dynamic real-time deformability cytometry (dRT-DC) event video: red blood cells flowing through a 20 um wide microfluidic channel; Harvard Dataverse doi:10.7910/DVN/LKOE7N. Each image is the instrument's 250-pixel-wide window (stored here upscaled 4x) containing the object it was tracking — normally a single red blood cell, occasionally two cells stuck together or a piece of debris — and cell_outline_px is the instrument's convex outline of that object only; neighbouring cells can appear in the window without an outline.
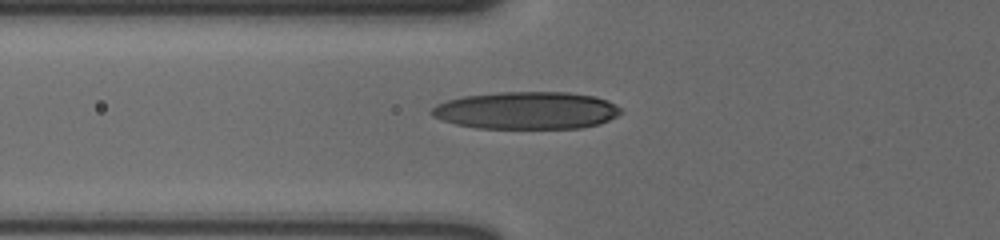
{"species": "human", "species_latin": "Homo sapiens", "temperature_condition": "cold", "stored_images_in_passage": 41, "camera_frame_rate_fps": 3000, "um_per_image_px": 0.085, "donor": {"sex": "male"}, "frame": {"image": 1, "passage_image": 6, "time_ms": 1.667, "image_size_px": [1000, 240], "cell_outline_px": [[624, 112], [600, 124], [580, 128], [476, 128], [456, 124], [432, 116], [432, 108], [436, 104], [448, 100], [464, 96], [500, 92], [568, 92], [596, 96], [608, 100], [620, 108]], "centroid_in_image_um": [44.79, 9.38], "position_along_channel_um": 81.0, "area_um2": 41.27}}
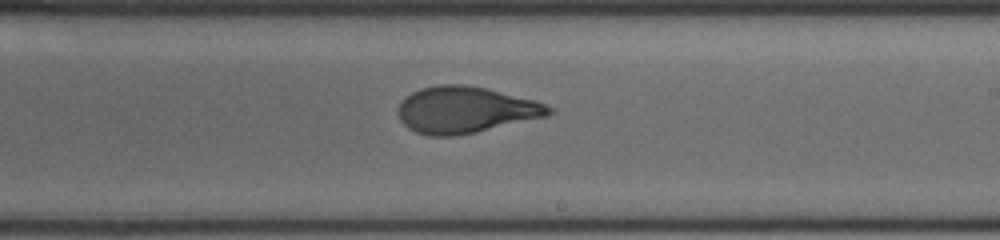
{"frame": {"image": 2, "passage_image": 19, "time_ms": 6.0, "image_size_px": [1000, 240], "cell_outline_px": [[556, 112], [548, 116], [476, 132], [456, 136], [428, 136], [416, 132], [408, 128], [400, 120], [400, 104], [412, 92], [420, 88], [440, 84], [464, 84], [488, 88], [536, 100], [552, 108]], "centroid_in_image_um": [39.61, 9.33], "position_along_channel_um": 249.4, "area_um2": 40.86}}
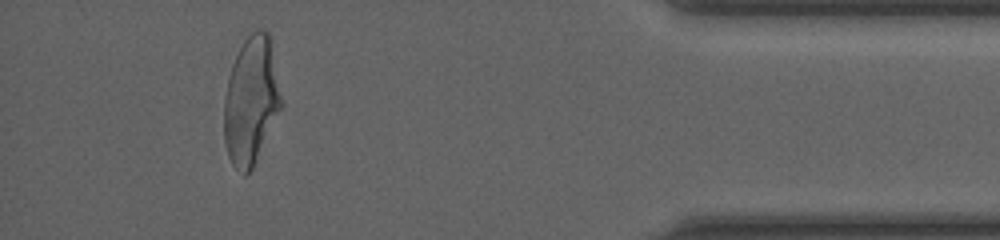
{"frame": {"image": 3, "passage_image": 36, "time_ms": 11.667, "image_size_px": [1000, 240], "cell_outline_px": [[284, 104], [252, 168], [244, 176], [232, 164], [228, 156], [224, 140], [224, 100], [228, 76], [232, 64], [244, 40], [252, 32], [260, 28], [268, 32]], "centroid_in_image_um": [21.35, 8.57], "position_along_channel_um": 413.9, "area_um2": 42.54}}